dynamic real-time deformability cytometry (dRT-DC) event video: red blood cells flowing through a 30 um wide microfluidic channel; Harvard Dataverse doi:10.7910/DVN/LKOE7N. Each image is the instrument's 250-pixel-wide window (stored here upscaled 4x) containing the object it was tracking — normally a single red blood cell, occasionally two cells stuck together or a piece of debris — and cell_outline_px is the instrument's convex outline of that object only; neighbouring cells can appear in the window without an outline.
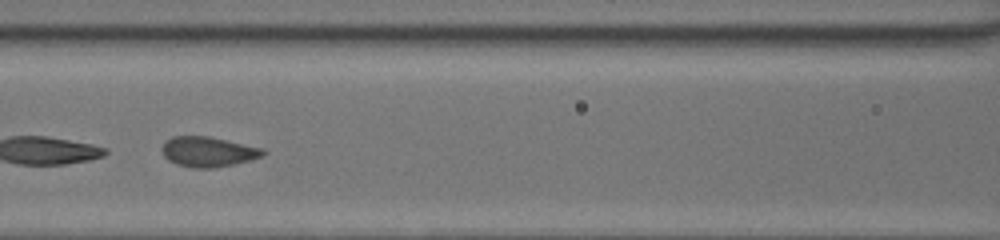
{"species": "common noctule bat (a hibernating species)", "species_latin": "Nyctalus noctula", "temperature_condition": "room temperature", "stored_images_in_passage": 32, "camera_frame_rate_fps": 3000, "um_per_image_px": 0.085, "animal": {"sex": "female", "body_mass_g": 20.0, "forearm_length_mm": 54.0}, "frame": {"image": 1, "passage_image": 19, "time_ms": 6.0, "image_size_px": [1000, 240], "cell_outline_px": [[268, 152], [264, 156], [252, 160], [212, 168], [192, 168], [176, 164], [168, 160], [164, 156], [160, 148], [164, 140], [172, 136], [208, 136], [264, 148]], "centroid_in_image_um": [17.68, 12.89], "position_along_channel_um": 148.9, "area_um2": 18.03}}
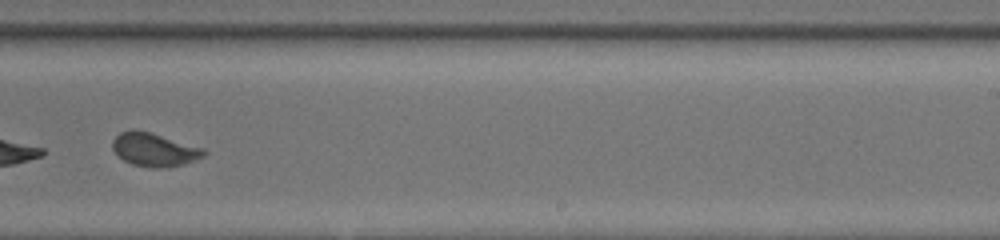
{"frame": {"image": 2, "passage_image": 28, "time_ms": 9.0, "image_size_px": [1000, 240], "cell_outline_px": [[208, 152], [204, 156], [184, 164], [160, 168], [156, 168], [132, 164], [124, 160], [112, 148], [112, 140], [120, 132], [128, 128], [132, 128], [152, 132], [204, 148]], "centroid_in_image_um": [13.11, 12.69], "position_along_channel_um": 275.9, "area_um2": 17.92}}